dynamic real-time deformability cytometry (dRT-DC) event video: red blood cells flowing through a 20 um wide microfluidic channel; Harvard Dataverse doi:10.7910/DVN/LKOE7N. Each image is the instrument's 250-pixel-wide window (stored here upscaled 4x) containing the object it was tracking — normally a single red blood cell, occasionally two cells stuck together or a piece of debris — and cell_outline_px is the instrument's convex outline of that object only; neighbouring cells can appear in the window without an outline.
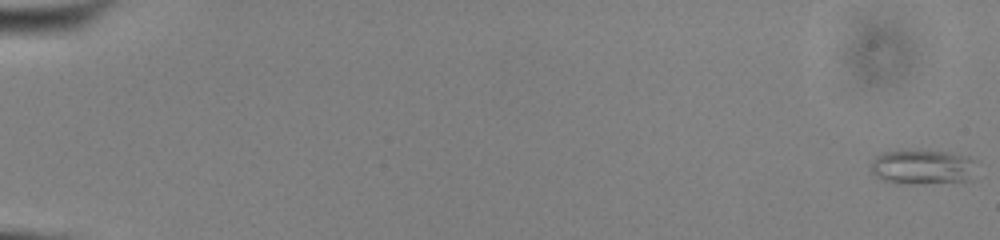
{"species": "common noctule bat (a hibernating species)", "species_latin": "Nyctalus noctula", "temperature_condition": "cold", "stored_images_in_passage": 55, "camera_frame_rate_fps": 3000, "um_per_image_px": 0.085, "animal": {"sex": "male", "body_mass_g": 13.0, "forearm_length_mm": 53.1}, "frame": {"image": 1, "passage_image": 1, "time_ms": 0.0, "image_size_px": [1000, 240], "cell_outline_px": [[980, 160], [972, 180], [924, 184], [896, 184], [884, 180], [876, 176], [872, 172], [872, 160], [876, 156], [884, 152], [948, 152], [968, 156]], "centroid_in_image_um": [78.53, 14.23], "position_along_channel_um": 6.5, "area_um2": 21.56}}
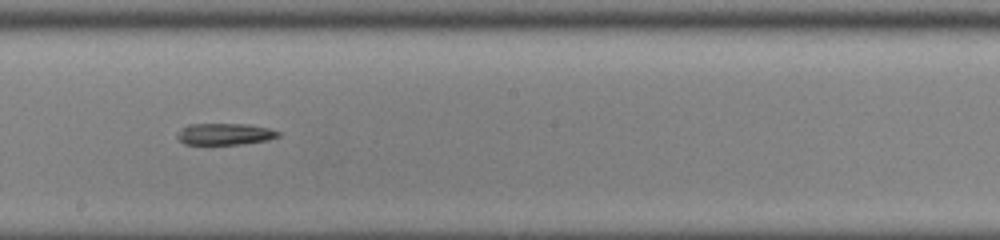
{"frame": {"image": 2, "passage_image": 33, "time_ms": 10.667, "image_size_px": [1000, 240], "cell_outline_px": [[280, 136], [268, 140], [244, 144], [184, 144], [176, 136], [176, 132], [180, 128], [188, 124], [248, 124], [268, 128], [280, 132]], "centroid_in_image_um": [19.09, 11.39], "position_along_channel_um": 229.1, "area_um2": 12.83}}
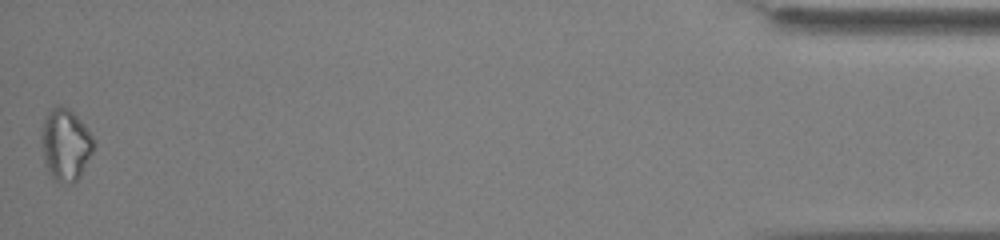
{"frame": {"image": 3, "passage_image": 55, "time_ms": 18.0, "image_size_px": [1000, 240], "cell_outline_px": [[96, 144], [80, 176], [72, 184], [60, 184], [48, 172], [44, 164], [40, 136], [44, 116], [56, 104], [60, 104], [68, 108], [84, 124], [96, 140]], "centroid_in_image_um": [5.55, 12.29], "position_along_channel_um": 429.6, "area_um2": 22.31}}